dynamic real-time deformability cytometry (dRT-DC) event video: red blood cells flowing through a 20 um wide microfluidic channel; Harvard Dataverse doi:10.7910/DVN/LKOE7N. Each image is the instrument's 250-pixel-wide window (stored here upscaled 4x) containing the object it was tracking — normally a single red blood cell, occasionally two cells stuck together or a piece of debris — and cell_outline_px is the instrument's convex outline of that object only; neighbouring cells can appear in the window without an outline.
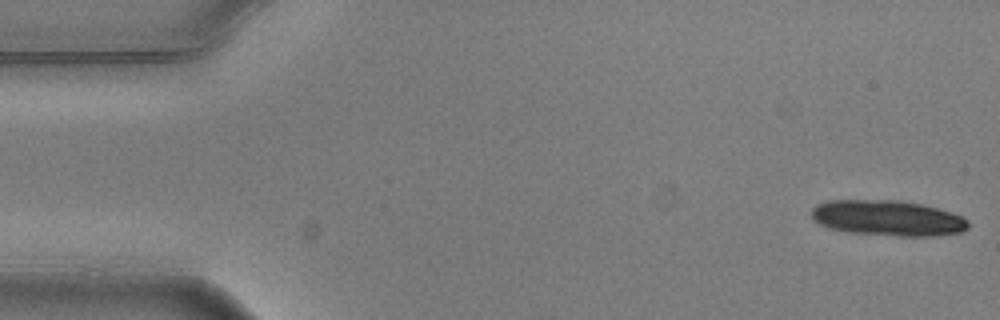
{"species": "common noctule bat (a hibernating species)", "species_latin": "Nyctalus noctula", "temperature_condition": "warm", "stored_images_in_passage": 5, "camera_frame_rate_fps": 3000, "um_per_image_px": 0.085, "animal": {"sex": "male", "body_mass_g": 20.5, "forearm_length_mm": 52.5}, "frame": {"image": 1, "passage_image": 1, "time_ms": 0.0, "image_size_px": [1000, 320], "cell_outline_px": [[968, 228], [960, 232], [932, 236], [900, 236], [848, 232], [828, 228], [812, 220], [812, 208], [816, 204], [828, 200], [900, 200], [920, 204], [952, 212], [968, 220]], "centroid_in_image_um": [75.42, 18.53], "position_along_channel_um": 9.6, "area_um2": 32.48}}